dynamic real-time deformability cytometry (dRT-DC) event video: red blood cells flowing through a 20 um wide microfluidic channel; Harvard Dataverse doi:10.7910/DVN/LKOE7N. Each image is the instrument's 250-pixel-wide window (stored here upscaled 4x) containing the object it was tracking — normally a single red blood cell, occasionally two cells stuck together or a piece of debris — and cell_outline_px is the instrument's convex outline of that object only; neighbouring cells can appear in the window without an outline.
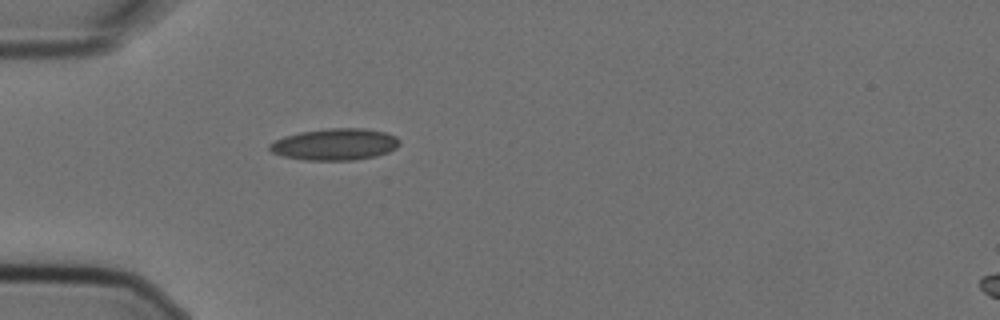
{"species": "Egyptian fruit bat (a non-hibernating species)", "species_latin": "Rousettus aegyptiacus", "temperature_condition": "cold", "stored_images_in_passage": 2, "segment_of_instrument_passage": [1, 2], "camera_frame_rate_fps": 3000, "um_per_image_px": 0.085, "animal": {"sex": "female"}, "frame": {"image": 1, "passage_image": 1, "time_ms": 0.0, "image_size_px": [1000, 320], "cell_outline_px": [[400, 144], [396, 148], [388, 152], [376, 156], [356, 160], [304, 160], [284, 156], [272, 152], [268, 148], [268, 144], [284, 136], [300, 132], [328, 128], [364, 128], [384, 132], [396, 136], [400, 140]], "centroid_in_image_um": [28.48, 12.27], "position_along_channel_um": 56.5, "area_um2": 24.04}}